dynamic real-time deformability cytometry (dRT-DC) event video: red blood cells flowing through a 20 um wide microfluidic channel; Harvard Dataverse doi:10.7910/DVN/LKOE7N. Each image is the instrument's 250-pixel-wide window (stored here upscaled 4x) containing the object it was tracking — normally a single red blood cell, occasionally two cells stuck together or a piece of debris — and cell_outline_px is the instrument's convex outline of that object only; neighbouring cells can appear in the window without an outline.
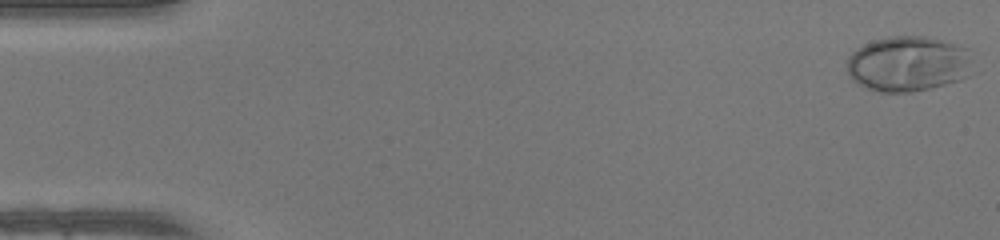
{"species": "human", "species_latin": "Homo sapiens", "temperature_condition": "warm", "stored_images_in_passage": 49, "camera_frame_rate_fps": 3000, "um_per_image_px": 0.085, "donor": {"sex": "female"}, "frame": {"image": 1, "passage_image": 1, "time_ms": 0.0, "image_size_px": [1000, 240], "cell_outline_px": [[980, 72], [960, 80], [932, 88], [912, 92], [880, 92], [856, 84], [852, 80], [848, 72], [848, 56], [856, 48], [864, 44], [876, 40], [892, 36], [924, 36], [956, 44], [968, 48]], "centroid_in_image_um": [77.31, 5.44], "position_along_channel_um": 7.7, "area_um2": 41.62}}
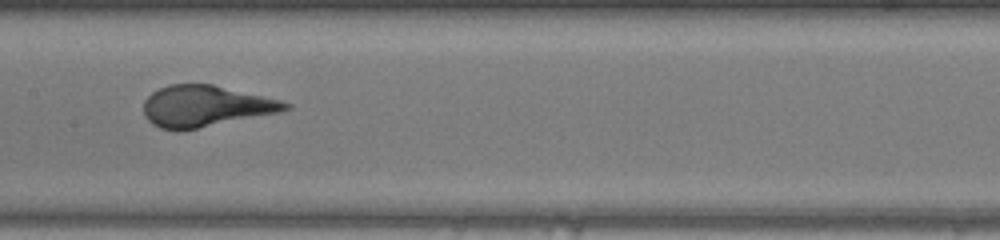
{"frame": {"image": 2, "passage_image": 25, "time_ms": 8.0, "image_size_px": [1000, 240], "cell_outline_px": [[292, 108], [280, 112], [196, 128], [160, 128], [152, 124], [144, 116], [144, 100], [152, 92], [168, 84], [212, 84], [280, 100], [292, 104]], "centroid_in_image_um": [17.47, 8.99], "position_along_channel_um": 189.9, "area_um2": 33.41}}
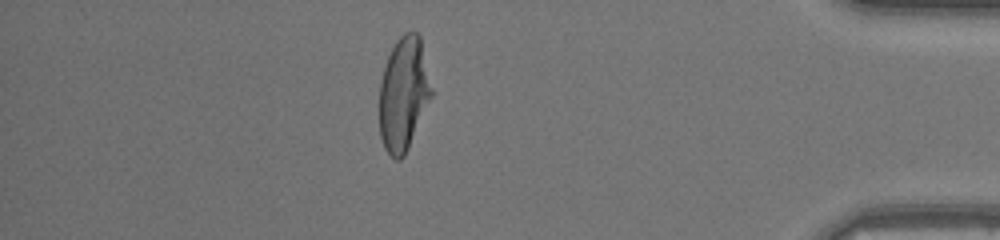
{"frame": {"image": 3, "passage_image": 43, "time_ms": 14.0, "image_size_px": [1000, 240], "cell_outline_px": [[432, 96], [408, 148], [404, 156], [400, 160], [396, 160], [384, 148], [380, 136], [380, 80], [388, 56], [396, 40], [404, 32], [416, 32], [420, 36], [432, 88]], "centroid_in_image_um": [34.3, 7.98], "position_along_channel_um": 400.9, "area_um2": 34.28}, "authors_computed_cell_mechanics": {"area_um2": 35.258, "velocity_mm_per_s": 4.2305, "shape_relaxation_time_tau1_ms": 4.281, "shape_relaxation_time_tau2_ms": null, "deformation_change_tau1": 0.2644, "deformation_change_tau2": null}}